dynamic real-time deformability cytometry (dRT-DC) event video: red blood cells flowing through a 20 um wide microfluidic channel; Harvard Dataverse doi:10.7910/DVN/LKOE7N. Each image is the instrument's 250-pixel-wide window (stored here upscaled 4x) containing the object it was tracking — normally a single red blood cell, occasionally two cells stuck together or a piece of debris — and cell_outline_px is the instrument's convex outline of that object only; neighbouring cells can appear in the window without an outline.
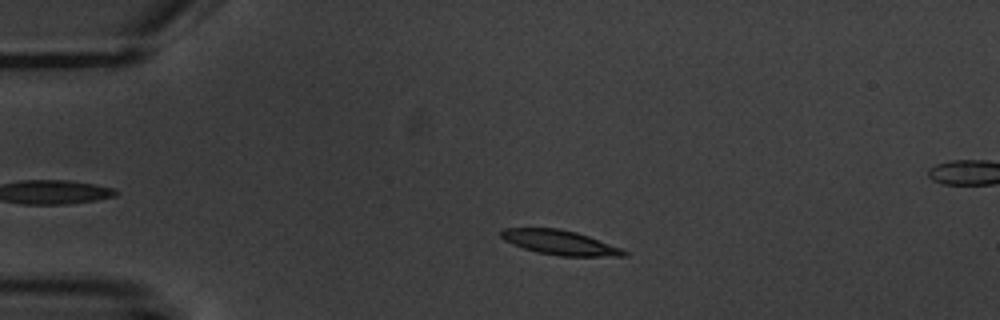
{"species": "common noctule bat (a hibernating species)", "species_latin": "Nyctalus noctula", "temperature_condition": "warm", "stored_images_in_passage": 4, "segment_of_instrument_passage": [1, 2], "camera_frame_rate_fps": 3000, "um_per_image_px": 0.085, "animal": {"sex": "male", "body_mass_g": 20.1, "forearm_length_mm": 53.5}, "frame": {"image": 1, "passage_image": 2, "time_ms": 1.333, "image_size_px": [1000, 320], "cell_outline_px": [[628, 256], [560, 256], [536, 252], [512, 244], [504, 240], [500, 236], [500, 232], [504, 228], [556, 228], [576, 232], [588, 236], [620, 248], [628, 252]], "centroid_in_image_um": [47.56, 20.61], "position_along_channel_um": 37.4, "area_um2": 17.46}}